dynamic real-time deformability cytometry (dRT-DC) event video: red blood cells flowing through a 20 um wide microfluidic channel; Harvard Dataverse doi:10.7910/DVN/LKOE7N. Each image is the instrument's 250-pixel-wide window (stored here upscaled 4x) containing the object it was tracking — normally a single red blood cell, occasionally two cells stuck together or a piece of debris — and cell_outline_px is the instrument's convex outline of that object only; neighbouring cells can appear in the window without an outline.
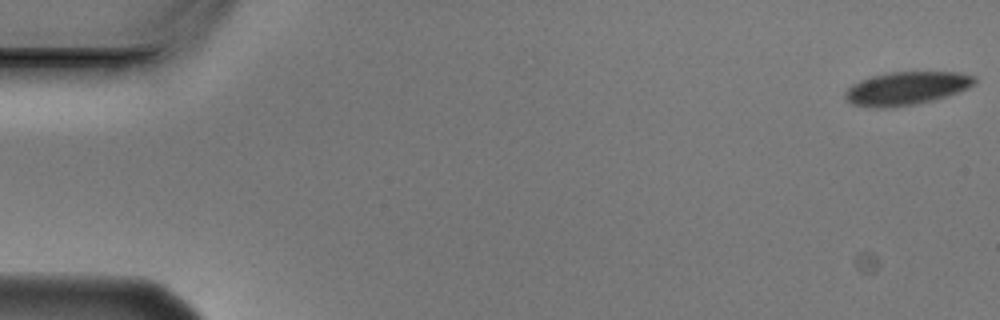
{"species": "Egyptian fruit bat (a non-hibernating species)", "species_latin": "Rousettus aegyptiacus", "temperature_condition": "cold", "stored_images_in_passage": 5, "camera_frame_rate_fps": 3000, "um_per_image_px": 0.085, "animal": {"sex": "male"}, "frame": {"image": 1, "passage_image": 1, "time_ms": 0.0, "image_size_px": [1000, 320], "cell_outline_px": [[976, 84], [968, 88], [932, 100], [912, 104], [884, 108], [876, 108], [852, 104], [844, 96], [844, 92], [852, 84], [860, 80], [872, 76], [888, 72], [960, 72], [976, 76]], "centroid_in_image_um": [77.04, 7.49], "position_along_channel_um": 8.0, "area_um2": 24.85}}